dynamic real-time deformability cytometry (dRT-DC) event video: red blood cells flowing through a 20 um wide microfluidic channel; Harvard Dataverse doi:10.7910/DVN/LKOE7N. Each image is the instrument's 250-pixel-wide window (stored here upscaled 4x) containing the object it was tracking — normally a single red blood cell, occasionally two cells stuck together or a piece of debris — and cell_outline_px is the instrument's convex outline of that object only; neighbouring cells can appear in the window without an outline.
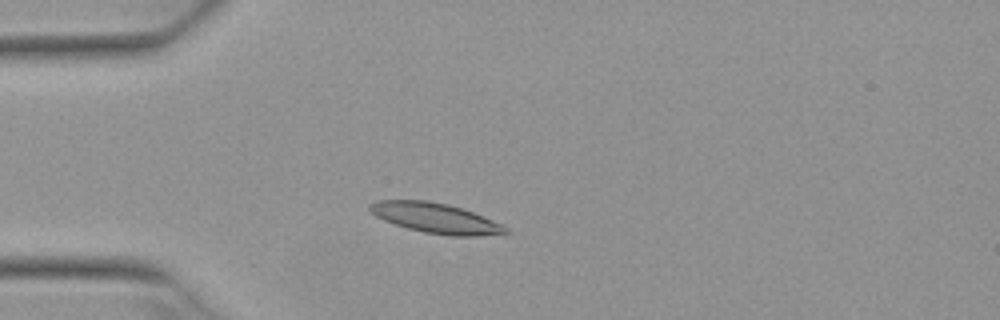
{"species": "Egyptian fruit bat (a non-hibernating species)", "species_latin": "Rousettus aegyptiacus", "temperature_condition": "warm", "stored_images_in_passage": 3, "camera_frame_rate_fps": 3000, "um_per_image_px": 0.085, "animal": {"sex": "female"}, "frame": {"image": 1, "passage_image": 3, "time_ms": 0.667, "image_size_px": [1000, 320], "cell_outline_px": [[512, 232], [504, 236], [452, 236], [424, 232], [408, 228], [384, 220], [376, 216], [368, 208], [368, 204], [376, 200], [428, 200], [448, 204], [472, 212], [492, 220], [508, 228]], "centroid_in_image_um": [37.09, 18.55], "position_along_channel_um": 47.9, "area_um2": 23.99}}